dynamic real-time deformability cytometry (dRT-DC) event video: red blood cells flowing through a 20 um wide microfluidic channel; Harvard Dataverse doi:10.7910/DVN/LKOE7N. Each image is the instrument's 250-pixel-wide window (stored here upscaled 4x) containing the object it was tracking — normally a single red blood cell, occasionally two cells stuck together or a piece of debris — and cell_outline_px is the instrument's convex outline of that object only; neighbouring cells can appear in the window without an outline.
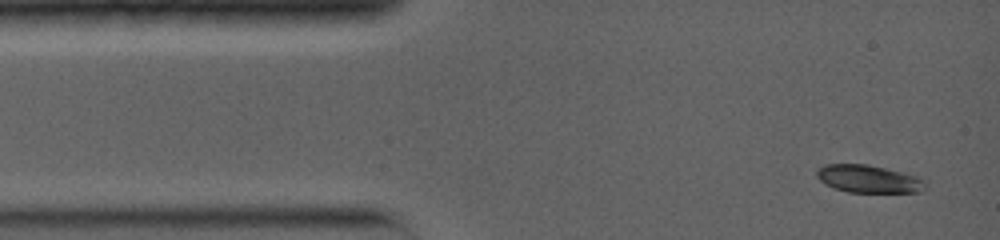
{"species": "common noctule bat (a hibernating species)", "species_latin": "Nyctalus noctula", "temperature_condition": "warm", "stored_images_in_passage": 6, "camera_frame_rate_fps": 5000, "um_per_image_px": 0.085, "animal": {"sex": "female", "body_mass_g": 19.0, "forearm_length_mm": 56.7}, "frame": {"image": 1, "passage_image": 1, "time_ms": 0.0, "image_size_px": [1000, 240], "cell_outline_px": [[928, 188], [920, 192], [848, 192], [832, 188], [824, 184], [816, 176], [816, 168], [824, 164], [868, 164], [916, 176], [924, 180], [928, 184]], "centroid_in_image_um": [73.81, 15.21], "position_along_channel_um": 11.2, "area_um2": 17.74}}
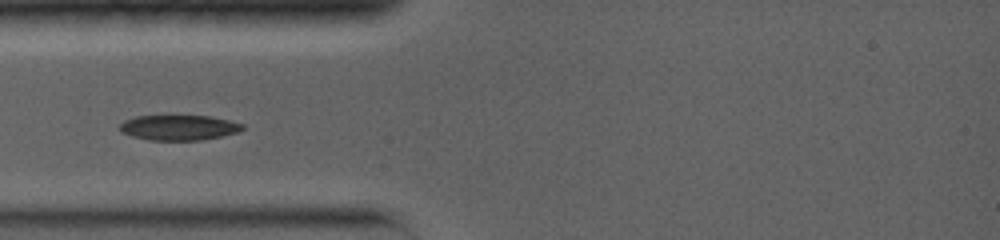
{"frame": {"image": 2, "passage_image": 5, "time_ms": 3.0, "image_size_px": [1000, 240], "cell_outline_px": [[244, 128], [240, 132], [200, 140], [148, 140], [132, 136], [120, 132], [120, 124], [124, 120], [136, 116], [172, 112], [212, 116], [244, 124]], "centroid_in_image_um": [15.18, 10.78], "position_along_channel_um": 69.8, "area_um2": 19.13}}